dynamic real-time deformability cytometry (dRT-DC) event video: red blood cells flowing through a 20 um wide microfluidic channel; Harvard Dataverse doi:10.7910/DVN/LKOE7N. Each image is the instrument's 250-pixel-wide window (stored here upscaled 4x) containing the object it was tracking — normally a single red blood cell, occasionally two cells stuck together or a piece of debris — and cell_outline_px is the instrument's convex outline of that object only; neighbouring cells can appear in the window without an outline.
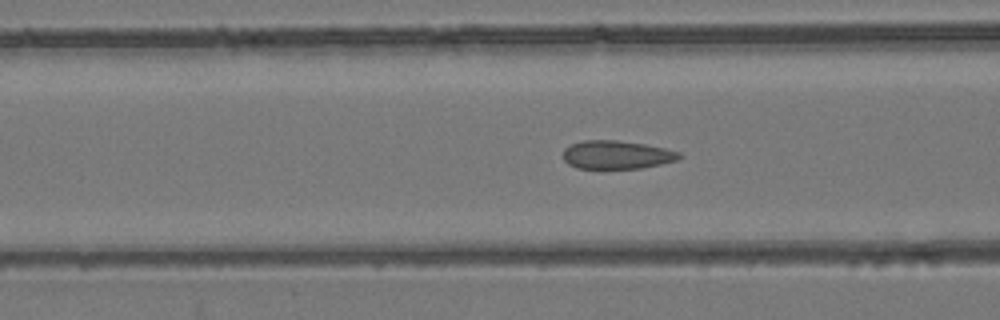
{"species": "common noctule bat (a hibernating species)", "species_latin": "Nyctalus noctula", "temperature_condition": "room temperature", "stored_images_in_passage": 55, "camera_frame_rate_fps": 3000, "um_per_image_px": 0.085, "animal": {"sex": "female", "body_mass_g": 24.6, "forearm_length_mm": 56.2}, "frame": {"image": 1, "passage_image": 22, "time_ms": 7.0, "image_size_px": [1000, 320], "cell_outline_px": [[684, 156], [676, 160], [660, 164], [640, 168], [576, 168], [568, 164], [564, 160], [564, 148], [572, 144], [584, 140], [616, 140], [644, 144], [664, 148], [680, 152]], "centroid_in_image_um": [52.42, 13.15], "position_along_channel_um": 114.2, "area_um2": 19.07}}
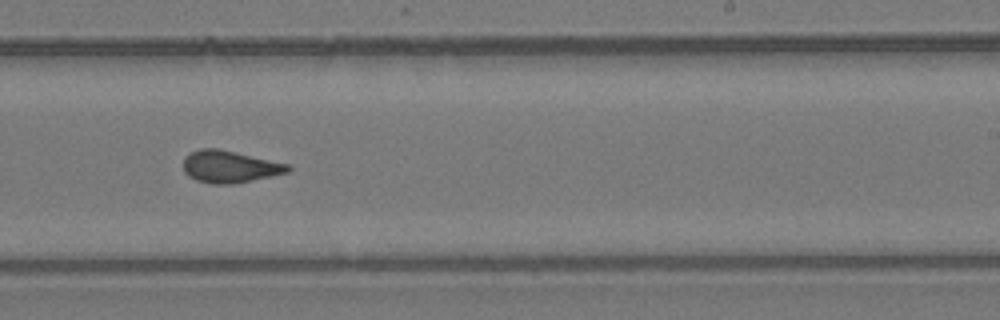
{"frame": {"image": 2, "passage_image": 34, "time_ms": 11.0, "image_size_px": [1000, 320], "cell_outline_px": [[292, 168], [288, 172], [232, 184], [212, 184], [196, 180], [188, 176], [184, 172], [184, 156], [200, 148], [216, 148], [292, 164]], "centroid_in_image_um": [19.53, 14.16], "position_along_channel_um": 269.5, "area_um2": 19.54}}
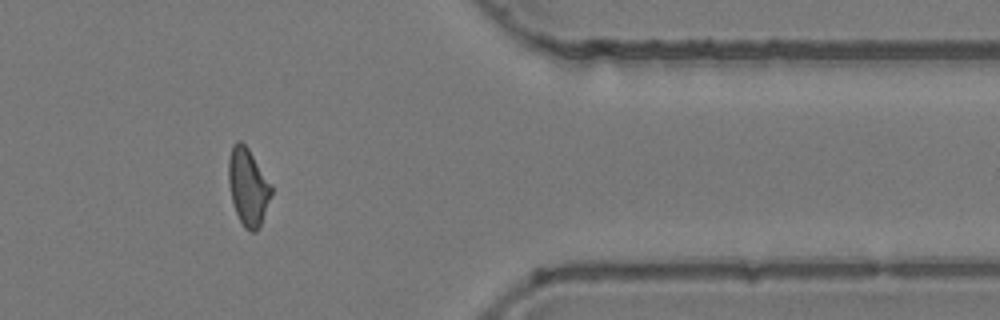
{"frame": {"image": 3, "passage_image": 45, "time_ms": 14.667, "image_size_px": [1000, 320], "cell_outline_px": [[272, 192], [260, 224], [256, 232], [252, 232], [244, 228], [236, 212], [232, 200], [228, 184], [228, 160], [232, 144], [236, 140], [240, 140], [248, 148], [272, 184]], "centroid_in_image_um": [21.06, 15.84], "position_along_channel_um": 390.3, "area_um2": 19.19}, "authors_computed_cell_mechanics": {"area_um2": 19.5364, "velocity_mm_per_s": 3.8843, "shape_relaxation_time_tau1_ms": null, "shape_relaxation_time_tau2_ms": 1.4591, "deformation_change_tau1": null, "deformation_change_tau2": 0.0704}}